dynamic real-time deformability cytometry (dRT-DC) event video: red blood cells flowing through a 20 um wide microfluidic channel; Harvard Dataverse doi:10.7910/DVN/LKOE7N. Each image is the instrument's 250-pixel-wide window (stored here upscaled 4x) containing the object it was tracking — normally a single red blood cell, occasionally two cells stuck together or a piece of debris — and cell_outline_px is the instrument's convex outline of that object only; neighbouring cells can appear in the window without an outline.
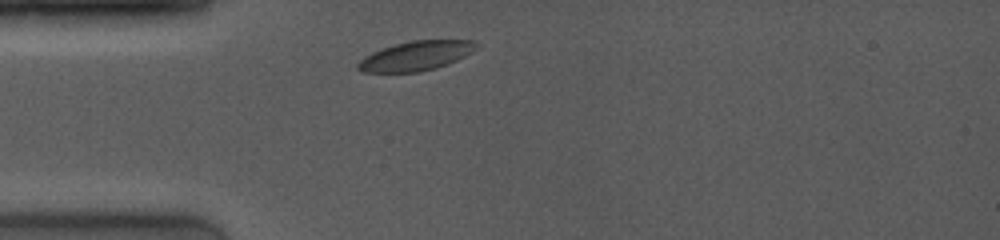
{"species": "common noctule bat (a hibernating species)", "species_latin": "Nyctalus noctula", "temperature_condition": "room temperature", "stored_images_in_passage": 1, "camera_frame_rate_fps": 4000, "um_per_image_px": 0.085, "animal": {"sex": "female", "body_mass_g": 19.0, "forearm_length_mm": 53.3}, "frame": {"image": 1, "passage_image": 1, "time_ms": 0.0, "image_size_px": [1000, 240], "cell_outline_px": [[480, 44], [472, 52], [448, 64], [436, 68], [420, 72], [360, 72], [356, 68], [356, 64], [364, 56], [372, 52], [396, 44], [412, 40], [476, 40]], "centroid_in_image_um": [35.36, 4.75], "position_along_channel_um": 49.6, "area_um2": 20.4}}